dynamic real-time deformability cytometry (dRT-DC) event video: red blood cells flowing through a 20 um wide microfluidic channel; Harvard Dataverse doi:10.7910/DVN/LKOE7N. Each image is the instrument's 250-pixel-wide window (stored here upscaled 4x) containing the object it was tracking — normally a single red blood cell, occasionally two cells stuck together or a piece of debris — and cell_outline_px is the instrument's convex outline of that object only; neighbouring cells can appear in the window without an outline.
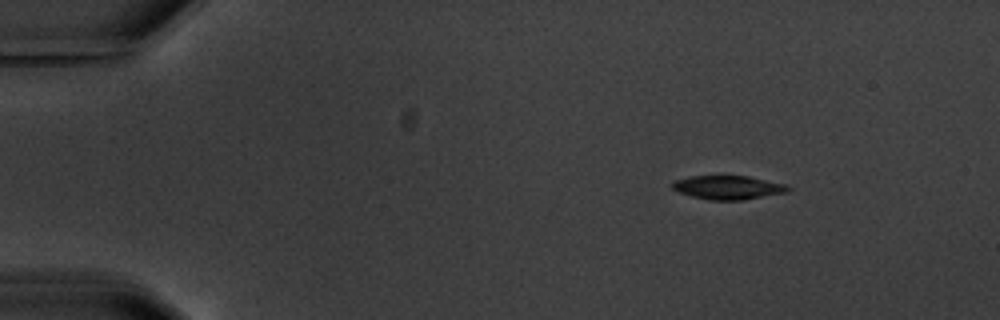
{"species": "common noctule bat (a hibernating species)", "species_latin": "Nyctalus noctula", "temperature_condition": "warm", "stored_images_in_passage": 6, "camera_frame_rate_fps": 3000, "um_per_image_px": 0.085, "animal": {"sex": "male", "body_mass_g": 20.1, "forearm_length_mm": 53.5}, "frame": {"image": 1, "passage_image": 1, "time_ms": 0.0, "image_size_px": [1000, 320], "cell_outline_px": [[792, 188], [788, 192], [744, 200], [708, 200], [692, 196], [680, 192], [672, 188], [672, 184], [676, 180], [692, 176], [748, 176], [784, 184]], "centroid_in_image_um": [61.92, 15.94], "position_along_channel_um": 23.1, "area_um2": 15.9}}
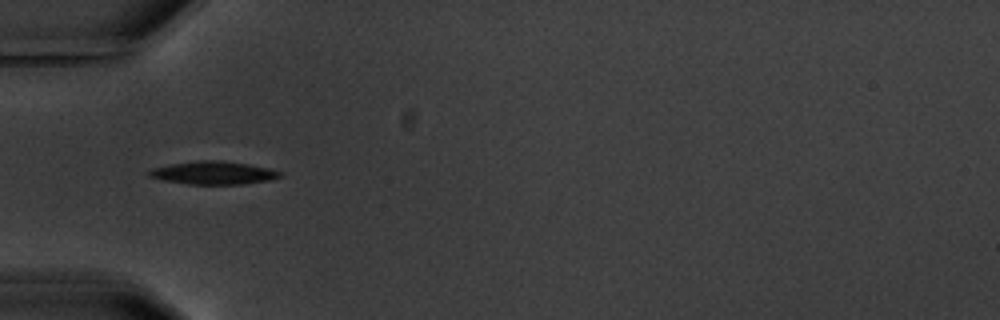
{"frame": {"image": 2, "passage_image": 4, "time_ms": 3.667, "image_size_px": [1000, 320], "cell_outline_px": [[280, 176], [268, 180], [240, 184], [188, 184], [164, 180], [148, 176], [148, 172], [152, 168], [172, 164], [196, 160], [220, 160], [248, 164], [268, 168], [280, 172]], "centroid_in_image_um": [18.1, 14.68], "position_along_channel_um": 66.9, "area_um2": 17.28}}
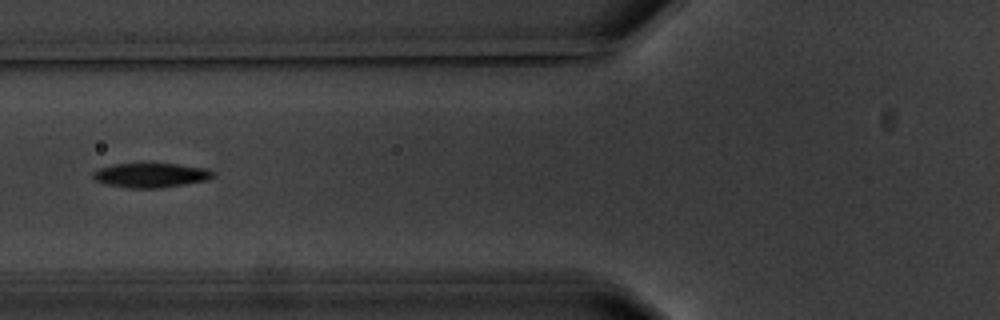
{"frame": {"image": 3, "passage_image": 5, "time_ms": 5.0, "image_size_px": [1000, 320], "cell_outline_px": [[216, 176], [208, 180], [160, 188], [128, 188], [108, 184], [92, 180], [92, 172], [100, 168], [112, 164], [176, 164], [208, 168], [216, 172]], "centroid_in_image_um": [12.85, 14.89], "position_along_channel_um": 112.9, "area_um2": 17.22}}